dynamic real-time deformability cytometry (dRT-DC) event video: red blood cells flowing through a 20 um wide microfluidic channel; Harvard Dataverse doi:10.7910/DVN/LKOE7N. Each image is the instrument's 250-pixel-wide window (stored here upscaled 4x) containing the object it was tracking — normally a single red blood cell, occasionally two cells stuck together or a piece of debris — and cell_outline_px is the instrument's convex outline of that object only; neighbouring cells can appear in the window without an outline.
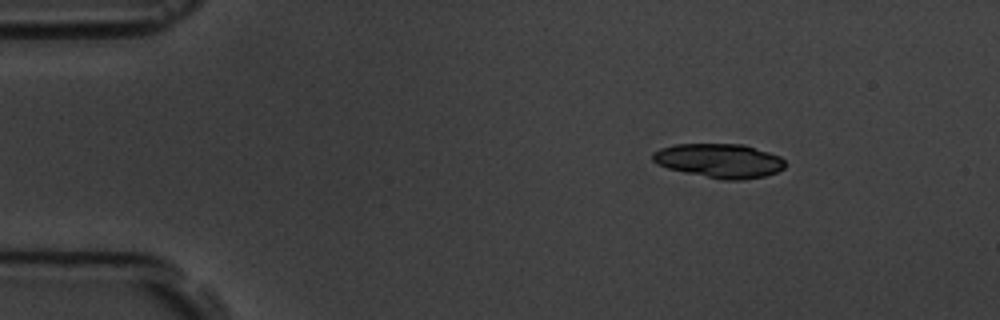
{"species": "common noctule bat (a hibernating species)", "species_latin": "Nyctalus noctula", "temperature_condition": "room temperature", "stored_images_in_passage": 11, "camera_frame_rate_fps": 3000, "um_per_image_px": 0.085, "animal": {"sex": "male", "body_mass_g": 19.5, "forearm_length_mm": 54.6}, "frame": {"image": 1, "passage_image": 1, "time_ms": 0.0, "image_size_px": [1000, 320], "cell_outline_px": [[784, 168], [776, 172], [764, 176], [740, 180], [724, 180], [684, 172], [668, 168], [656, 164], [652, 160], [652, 152], [660, 148], [676, 144], [744, 144], [780, 156], [784, 160]], "centroid_in_image_um": [61.12, 13.65], "position_along_channel_um": 23.9, "area_um2": 26.3}}